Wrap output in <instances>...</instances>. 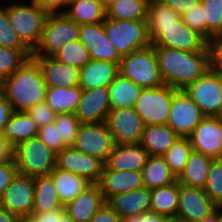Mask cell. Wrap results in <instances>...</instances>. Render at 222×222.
I'll return each mask as SVG.
<instances>
[{
  "mask_svg": "<svg viewBox=\"0 0 222 222\" xmlns=\"http://www.w3.org/2000/svg\"><path fill=\"white\" fill-rule=\"evenodd\" d=\"M153 46L168 47L182 51H200L207 40L187 26L182 19L170 27H159V33L151 40Z\"/></svg>",
  "mask_w": 222,
  "mask_h": 222,
  "instance_id": "obj_15",
  "label": "cell"
},
{
  "mask_svg": "<svg viewBox=\"0 0 222 222\" xmlns=\"http://www.w3.org/2000/svg\"><path fill=\"white\" fill-rule=\"evenodd\" d=\"M176 91L166 84L142 89L134 108L145 125H167Z\"/></svg>",
  "mask_w": 222,
  "mask_h": 222,
  "instance_id": "obj_8",
  "label": "cell"
},
{
  "mask_svg": "<svg viewBox=\"0 0 222 222\" xmlns=\"http://www.w3.org/2000/svg\"><path fill=\"white\" fill-rule=\"evenodd\" d=\"M149 0H118L105 9L106 18L115 20H147Z\"/></svg>",
  "mask_w": 222,
  "mask_h": 222,
  "instance_id": "obj_37",
  "label": "cell"
},
{
  "mask_svg": "<svg viewBox=\"0 0 222 222\" xmlns=\"http://www.w3.org/2000/svg\"><path fill=\"white\" fill-rule=\"evenodd\" d=\"M144 187L148 189L169 186L177 181L163 156H150L141 170Z\"/></svg>",
  "mask_w": 222,
  "mask_h": 222,
  "instance_id": "obj_34",
  "label": "cell"
},
{
  "mask_svg": "<svg viewBox=\"0 0 222 222\" xmlns=\"http://www.w3.org/2000/svg\"><path fill=\"white\" fill-rule=\"evenodd\" d=\"M149 154L140 143L116 144L105 166L117 171H141L147 163Z\"/></svg>",
  "mask_w": 222,
  "mask_h": 222,
  "instance_id": "obj_22",
  "label": "cell"
},
{
  "mask_svg": "<svg viewBox=\"0 0 222 222\" xmlns=\"http://www.w3.org/2000/svg\"><path fill=\"white\" fill-rule=\"evenodd\" d=\"M32 52L28 48L0 47V82L18 69Z\"/></svg>",
  "mask_w": 222,
  "mask_h": 222,
  "instance_id": "obj_39",
  "label": "cell"
},
{
  "mask_svg": "<svg viewBox=\"0 0 222 222\" xmlns=\"http://www.w3.org/2000/svg\"><path fill=\"white\" fill-rule=\"evenodd\" d=\"M164 5L173 9L180 16L192 6L196 5L200 0H159Z\"/></svg>",
  "mask_w": 222,
  "mask_h": 222,
  "instance_id": "obj_53",
  "label": "cell"
},
{
  "mask_svg": "<svg viewBox=\"0 0 222 222\" xmlns=\"http://www.w3.org/2000/svg\"><path fill=\"white\" fill-rule=\"evenodd\" d=\"M212 160L211 157L193 150L177 181L185 186L204 188Z\"/></svg>",
  "mask_w": 222,
  "mask_h": 222,
  "instance_id": "obj_33",
  "label": "cell"
},
{
  "mask_svg": "<svg viewBox=\"0 0 222 222\" xmlns=\"http://www.w3.org/2000/svg\"><path fill=\"white\" fill-rule=\"evenodd\" d=\"M118 74V64L104 60H90L80 69L79 86L83 90L108 87Z\"/></svg>",
  "mask_w": 222,
  "mask_h": 222,
  "instance_id": "obj_25",
  "label": "cell"
},
{
  "mask_svg": "<svg viewBox=\"0 0 222 222\" xmlns=\"http://www.w3.org/2000/svg\"><path fill=\"white\" fill-rule=\"evenodd\" d=\"M34 204L32 213H44L64 207L57 195L56 186L50 175L34 177Z\"/></svg>",
  "mask_w": 222,
  "mask_h": 222,
  "instance_id": "obj_28",
  "label": "cell"
},
{
  "mask_svg": "<svg viewBox=\"0 0 222 222\" xmlns=\"http://www.w3.org/2000/svg\"><path fill=\"white\" fill-rule=\"evenodd\" d=\"M39 128L27 111H13L4 126L2 136L15 147L20 142L38 135Z\"/></svg>",
  "mask_w": 222,
  "mask_h": 222,
  "instance_id": "obj_30",
  "label": "cell"
},
{
  "mask_svg": "<svg viewBox=\"0 0 222 222\" xmlns=\"http://www.w3.org/2000/svg\"><path fill=\"white\" fill-rule=\"evenodd\" d=\"M49 13L34 1L8 3V17L22 43L33 52L38 46Z\"/></svg>",
  "mask_w": 222,
  "mask_h": 222,
  "instance_id": "obj_3",
  "label": "cell"
},
{
  "mask_svg": "<svg viewBox=\"0 0 222 222\" xmlns=\"http://www.w3.org/2000/svg\"><path fill=\"white\" fill-rule=\"evenodd\" d=\"M203 189L216 205H222V159L212 160Z\"/></svg>",
  "mask_w": 222,
  "mask_h": 222,
  "instance_id": "obj_42",
  "label": "cell"
},
{
  "mask_svg": "<svg viewBox=\"0 0 222 222\" xmlns=\"http://www.w3.org/2000/svg\"><path fill=\"white\" fill-rule=\"evenodd\" d=\"M104 165L99 158L79 152L73 146L57 152L56 168L83 176L92 183L99 181Z\"/></svg>",
  "mask_w": 222,
  "mask_h": 222,
  "instance_id": "obj_17",
  "label": "cell"
},
{
  "mask_svg": "<svg viewBox=\"0 0 222 222\" xmlns=\"http://www.w3.org/2000/svg\"><path fill=\"white\" fill-rule=\"evenodd\" d=\"M18 217L0 207V222H17Z\"/></svg>",
  "mask_w": 222,
  "mask_h": 222,
  "instance_id": "obj_57",
  "label": "cell"
},
{
  "mask_svg": "<svg viewBox=\"0 0 222 222\" xmlns=\"http://www.w3.org/2000/svg\"><path fill=\"white\" fill-rule=\"evenodd\" d=\"M106 122L81 123L73 147L79 152L99 158L104 163L115 147Z\"/></svg>",
  "mask_w": 222,
  "mask_h": 222,
  "instance_id": "obj_10",
  "label": "cell"
},
{
  "mask_svg": "<svg viewBox=\"0 0 222 222\" xmlns=\"http://www.w3.org/2000/svg\"><path fill=\"white\" fill-rule=\"evenodd\" d=\"M181 20V16L159 0H149L147 11L148 35L152 40L159 27H170Z\"/></svg>",
  "mask_w": 222,
  "mask_h": 222,
  "instance_id": "obj_36",
  "label": "cell"
},
{
  "mask_svg": "<svg viewBox=\"0 0 222 222\" xmlns=\"http://www.w3.org/2000/svg\"><path fill=\"white\" fill-rule=\"evenodd\" d=\"M32 215L36 217L38 222H56V218H58V210L44 213H32Z\"/></svg>",
  "mask_w": 222,
  "mask_h": 222,
  "instance_id": "obj_56",
  "label": "cell"
},
{
  "mask_svg": "<svg viewBox=\"0 0 222 222\" xmlns=\"http://www.w3.org/2000/svg\"><path fill=\"white\" fill-rule=\"evenodd\" d=\"M57 153L46 146L38 136L20 142L14 147V162L18 174L28 177L49 175L56 167Z\"/></svg>",
  "mask_w": 222,
  "mask_h": 222,
  "instance_id": "obj_4",
  "label": "cell"
},
{
  "mask_svg": "<svg viewBox=\"0 0 222 222\" xmlns=\"http://www.w3.org/2000/svg\"><path fill=\"white\" fill-rule=\"evenodd\" d=\"M178 138L168 125H145L140 144L150 156H163Z\"/></svg>",
  "mask_w": 222,
  "mask_h": 222,
  "instance_id": "obj_27",
  "label": "cell"
},
{
  "mask_svg": "<svg viewBox=\"0 0 222 222\" xmlns=\"http://www.w3.org/2000/svg\"><path fill=\"white\" fill-rule=\"evenodd\" d=\"M46 91L47 86L39 65L32 57L0 82V92L13 111H28L45 102Z\"/></svg>",
  "mask_w": 222,
  "mask_h": 222,
  "instance_id": "obj_2",
  "label": "cell"
},
{
  "mask_svg": "<svg viewBox=\"0 0 222 222\" xmlns=\"http://www.w3.org/2000/svg\"><path fill=\"white\" fill-rule=\"evenodd\" d=\"M199 222H219L218 221V205L216 206L215 212H213L211 215L205 217L203 220Z\"/></svg>",
  "mask_w": 222,
  "mask_h": 222,
  "instance_id": "obj_59",
  "label": "cell"
},
{
  "mask_svg": "<svg viewBox=\"0 0 222 222\" xmlns=\"http://www.w3.org/2000/svg\"><path fill=\"white\" fill-rule=\"evenodd\" d=\"M37 136L46 146L54 150L56 153L67 147L63 143V139L60 138L59 125H56L55 122L41 127L38 130Z\"/></svg>",
  "mask_w": 222,
  "mask_h": 222,
  "instance_id": "obj_46",
  "label": "cell"
},
{
  "mask_svg": "<svg viewBox=\"0 0 222 222\" xmlns=\"http://www.w3.org/2000/svg\"><path fill=\"white\" fill-rule=\"evenodd\" d=\"M119 73L142 88H155L164 84L153 45L122 56Z\"/></svg>",
  "mask_w": 222,
  "mask_h": 222,
  "instance_id": "obj_5",
  "label": "cell"
},
{
  "mask_svg": "<svg viewBox=\"0 0 222 222\" xmlns=\"http://www.w3.org/2000/svg\"><path fill=\"white\" fill-rule=\"evenodd\" d=\"M206 20V40L210 41L222 28V0H200Z\"/></svg>",
  "mask_w": 222,
  "mask_h": 222,
  "instance_id": "obj_41",
  "label": "cell"
},
{
  "mask_svg": "<svg viewBox=\"0 0 222 222\" xmlns=\"http://www.w3.org/2000/svg\"><path fill=\"white\" fill-rule=\"evenodd\" d=\"M31 57L38 63L47 87H73L79 85V68L62 63L54 57Z\"/></svg>",
  "mask_w": 222,
  "mask_h": 222,
  "instance_id": "obj_21",
  "label": "cell"
},
{
  "mask_svg": "<svg viewBox=\"0 0 222 222\" xmlns=\"http://www.w3.org/2000/svg\"><path fill=\"white\" fill-rule=\"evenodd\" d=\"M155 55L164 84L183 90L209 69V51L206 46L200 51L154 46Z\"/></svg>",
  "mask_w": 222,
  "mask_h": 222,
  "instance_id": "obj_1",
  "label": "cell"
},
{
  "mask_svg": "<svg viewBox=\"0 0 222 222\" xmlns=\"http://www.w3.org/2000/svg\"><path fill=\"white\" fill-rule=\"evenodd\" d=\"M106 203L121 218L141 214L150 211V189L143 187L131 192L116 194L110 197Z\"/></svg>",
  "mask_w": 222,
  "mask_h": 222,
  "instance_id": "obj_24",
  "label": "cell"
},
{
  "mask_svg": "<svg viewBox=\"0 0 222 222\" xmlns=\"http://www.w3.org/2000/svg\"><path fill=\"white\" fill-rule=\"evenodd\" d=\"M90 222H121V217L105 203L93 216Z\"/></svg>",
  "mask_w": 222,
  "mask_h": 222,
  "instance_id": "obj_52",
  "label": "cell"
},
{
  "mask_svg": "<svg viewBox=\"0 0 222 222\" xmlns=\"http://www.w3.org/2000/svg\"><path fill=\"white\" fill-rule=\"evenodd\" d=\"M53 57L62 63L79 69L91 60L89 51L79 40L69 42Z\"/></svg>",
  "mask_w": 222,
  "mask_h": 222,
  "instance_id": "obj_40",
  "label": "cell"
},
{
  "mask_svg": "<svg viewBox=\"0 0 222 222\" xmlns=\"http://www.w3.org/2000/svg\"><path fill=\"white\" fill-rule=\"evenodd\" d=\"M204 117L203 112L184 90L174 93L167 125L179 137H188Z\"/></svg>",
  "mask_w": 222,
  "mask_h": 222,
  "instance_id": "obj_13",
  "label": "cell"
},
{
  "mask_svg": "<svg viewBox=\"0 0 222 222\" xmlns=\"http://www.w3.org/2000/svg\"><path fill=\"white\" fill-rule=\"evenodd\" d=\"M17 222H38L34 215H26L18 217Z\"/></svg>",
  "mask_w": 222,
  "mask_h": 222,
  "instance_id": "obj_60",
  "label": "cell"
},
{
  "mask_svg": "<svg viewBox=\"0 0 222 222\" xmlns=\"http://www.w3.org/2000/svg\"><path fill=\"white\" fill-rule=\"evenodd\" d=\"M56 186L58 198L63 206L78 197L92 182L87 178L59 168L49 174Z\"/></svg>",
  "mask_w": 222,
  "mask_h": 222,
  "instance_id": "obj_26",
  "label": "cell"
},
{
  "mask_svg": "<svg viewBox=\"0 0 222 222\" xmlns=\"http://www.w3.org/2000/svg\"><path fill=\"white\" fill-rule=\"evenodd\" d=\"M17 174L18 170L14 160L0 163V200L4 190L10 185Z\"/></svg>",
  "mask_w": 222,
  "mask_h": 222,
  "instance_id": "obj_49",
  "label": "cell"
},
{
  "mask_svg": "<svg viewBox=\"0 0 222 222\" xmlns=\"http://www.w3.org/2000/svg\"><path fill=\"white\" fill-rule=\"evenodd\" d=\"M83 89L73 87H47L45 102L56 114L75 113L81 100Z\"/></svg>",
  "mask_w": 222,
  "mask_h": 222,
  "instance_id": "obj_31",
  "label": "cell"
},
{
  "mask_svg": "<svg viewBox=\"0 0 222 222\" xmlns=\"http://www.w3.org/2000/svg\"><path fill=\"white\" fill-rule=\"evenodd\" d=\"M64 13L79 25L101 23L106 17L100 0H71Z\"/></svg>",
  "mask_w": 222,
  "mask_h": 222,
  "instance_id": "obj_32",
  "label": "cell"
},
{
  "mask_svg": "<svg viewBox=\"0 0 222 222\" xmlns=\"http://www.w3.org/2000/svg\"><path fill=\"white\" fill-rule=\"evenodd\" d=\"M106 203L97 183H92L78 197L64 206L74 222H90L97 211Z\"/></svg>",
  "mask_w": 222,
  "mask_h": 222,
  "instance_id": "obj_23",
  "label": "cell"
},
{
  "mask_svg": "<svg viewBox=\"0 0 222 222\" xmlns=\"http://www.w3.org/2000/svg\"><path fill=\"white\" fill-rule=\"evenodd\" d=\"M150 193V211L176 220L179 202V182L176 181L169 186L152 188Z\"/></svg>",
  "mask_w": 222,
  "mask_h": 222,
  "instance_id": "obj_35",
  "label": "cell"
},
{
  "mask_svg": "<svg viewBox=\"0 0 222 222\" xmlns=\"http://www.w3.org/2000/svg\"><path fill=\"white\" fill-rule=\"evenodd\" d=\"M27 112L39 129L44 125L54 122L56 117V113L46 102L37 104L36 106L30 108Z\"/></svg>",
  "mask_w": 222,
  "mask_h": 222,
  "instance_id": "obj_47",
  "label": "cell"
},
{
  "mask_svg": "<svg viewBox=\"0 0 222 222\" xmlns=\"http://www.w3.org/2000/svg\"><path fill=\"white\" fill-rule=\"evenodd\" d=\"M54 122L59 125L60 138L63 139V143L67 147L73 146L81 125L76 115L74 113L56 114Z\"/></svg>",
  "mask_w": 222,
  "mask_h": 222,
  "instance_id": "obj_44",
  "label": "cell"
},
{
  "mask_svg": "<svg viewBox=\"0 0 222 222\" xmlns=\"http://www.w3.org/2000/svg\"><path fill=\"white\" fill-rule=\"evenodd\" d=\"M14 160V146L4 136L0 135V163Z\"/></svg>",
  "mask_w": 222,
  "mask_h": 222,
  "instance_id": "obj_55",
  "label": "cell"
},
{
  "mask_svg": "<svg viewBox=\"0 0 222 222\" xmlns=\"http://www.w3.org/2000/svg\"><path fill=\"white\" fill-rule=\"evenodd\" d=\"M12 113L13 110L10 103L0 92V135H2L4 126L10 120Z\"/></svg>",
  "mask_w": 222,
  "mask_h": 222,
  "instance_id": "obj_54",
  "label": "cell"
},
{
  "mask_svg": "<svg viewBox=\"0 0 222 222\" xmlns=\"http://www.w3.org/2000/svg\"><path fill=\"white\" fill-rule=\"evenodd\" d=\"M209 69L222 77V42H207Z\"/></svg>",
  "mask_w": 222,
  "mask_h": 222,
  "instance_id": "obj_48",
  "label": "cell"
},
{
  "mask_svg": "<svg viewBox=\"0 0 222 222\" xmlns=\"http://www.w3.org/2000/svg\"><path fill=\"white\" fill-rule=\"evenodd\" d=\"M48 13H64L71 0H32Z\"/></svg>",
  "mask_w": 222,
  "mask_h": 222,
  "instance_id": "obj_51",
  "label": "cell"
},
{
  "mask_svg": "<svg viewBox=\"0 0 222 222\" xmlns=\"http://www.w3.org/2000/svg\"><path fill=\"white\" fill-rule=\"evenodd\" d=\"M205 116H222V77L208 69L183 89Z\"/></svg>",
  "mask_w": 222,
  "mask_h": 222,
  "instance_id": "obj_9",
  "label": "cell"
},
{
  "mask_svg": "<svg viewBox=\"0 0 222 222\" xmlns=\"http://www.w3.org/2000/svg\"><path fill=\"white\" fill-rule=\"evenodd\" d=\"M103 25L107 38L121 57L152 45L147 20H115L105 17Z\"/></svg>",
  "mask_w": 222,
  "mask_h": 222,
  "instance_id": "obj_7",
  "label": "cell"
},
{
  "mask_svg": "<svg viewBox=\"0 0 222 222\" xmlns=\"http://www.w3.org/2000/svg\"><path fill=\"white\" fill-rule=\"evenodd\" d=\"M34 191V178L17 174L4 190L0 207L17 217L32 215Z\"/></svg>",
  "mask_w": 222,
  "mask_h": 222,
  "instance_id": "obj_16",
  "label": "cell"
},
{
  "mask_svg": "<svg viewBox=\"0 0 222 222\" xmlns=\"http://www.w3.org/2000/svg\"><path fill=\"white\" fill-rule=\"evenodd\" d=\"M173 220L165 215L147 211L134 216L121 218V222H172Z\"/></svg>",
  "mask_w": 222,
  "mask_h": 222,
  "instance_id": "obj_50",
  "label": "cell"
},
{
  "mask_svg": "<svg viewBox=\"0 0 222 222\" xmlns=\"http://www.w3.org/2000/svg\"><path fill=\"white\" fill-rule=\"evenodd\" d=\"M218 221L222 222V205H218Z\"/></svg>",
  "mask_w": 222,
  "mask_h": 222,
  "instance_id": "obj_63",
  "label": "cell"
},
{
  "mask_svg": "<svg viewBox=\"0 0 222 222\" xmlns=\"http://www.w3.org/2000/svg\"><path fill=\"white\" fill-rule=\"evenodd\" d=\"M80 26L65 13H49L32 56L53 57L69 42L79 40Z\"/></svg>",
  "mask_w": 222,
  "mask_h": 222,
  "instance_id": "obj_6",
  "label": "cell"
},
{
  "mask_svg": "<svg viewBox=\"0 0 222 222\" xmlns=\"http://www.w3.org/2000/svg\"><path fill=\"white\" fill-rule=\"evenodd\" d=\"M193 151L188 137H179L163 155L167 165L176 178L186 167L187 160Z\"/></svg>",
  "mask_w": 222,
  "mask_h": 222,
  "instance_id": "obj_38",
  "label": "cell"
},
{
  "mask_svg": "<svg viewBox=\"0 0 222 222\" xmlns=\"http://www.w3.org/2000/svg\"><path fill=\"white\" fill-rule=\"evenodd\" d=\"M102 2L103 7L106 9L111 4L117 2L118 0H100Z\"/></svg>",
  "mask_w": 222,
  "mask_h": 222,
  "instance_id": "obj_62",
  "label": "cell"
},
{
  "mask_svg": "<svg viewBox=\"0 0 222 222\" xmlns=\"http://www.w3.org/2000/svg\"><path fill=\"white\" fill-rule=\"evenodd\" d=\"M0 3V47L27 48L12 27L8 17V4Z\"/></svg>",
  "mask_w": 222,
  "mask_h": 222,
  "instance_id": "obj_43",
  "label": "cell"
},
{
  "mask_svg": "<svg viewBox=\"0 0 222 222\" xmlns=\"http://www.w3.org/2000/svg\"><path fill=\"white\" fill-rule=\"evenodd\" d=\"M207 42H222V28L213 39Z\"/></svg>",
  "mask_w": 222,
  "mask_h": 222,
  "instance_id": "obj_61",
  "label": "cell"
},
{
  "mask_svg": "<svg viewBox=\"0 0 222 222\" xmlns=\"http://www.w3.org/2000/svg\"><path fill=\"white\" fill-rule=\"evenodd\" d=\"M182 21L192 30L198 32L206 39V20L204 19V9L200 1L185 11L181 15Z\"/></svg>",
  "mask_w": 222,
  "mask_h": 222,
  "instance_id": "obj_45",
  "label": "cell"
},
{
  "mask_svg": "<svg viewBox=\"0 0 222 222\" xmlns=\"http://www.w3.org/2000/svg\"><path fill=\"white\" fill-rule=\"evenodd\" d=\"M110 110L109 88L97 87L82 91L74 114L81 123H102Z\"/></svg>",
  "mask_w": 222,
  "mask_h": 222,
  "instance_id": "obj_19",
  "label": "cell"
},
{
  "mask_svg": "<svg viewBox=\"0 0 222 222\" xmlns=\"http://www.w3.org/2000/svg\"><path fill=\"white\" fill-rule=\"evenodd\" d=\"M79 41L89 51L91 60H104L120 64L122 57L107 38L103 22L81 25Z\"/></svg>",
  "mask_w": 222,
  "mask_h": 222,
  "instance_id": "obj_18",
  "label": "cell"
},
{
  "mask_svg": "<svg viewBox=\"0 0 222 222\" xmlns=\"http://www.w3.org/2000/svg\"><path fill=\"white\" fill-rule=\"evenodd\" d=\"M56 222H74L71 217L66 213L64 207L58 209V218H56Z\"/></svg>",
  "mask_w": 222,
  "mask_h": 222,
  "instance_id": "obj_58",
  "label": "cell"
},
{
  "mask_svg": "<svg viewBox=\"0 0 222 222\" xmlns=\"http://www.w3.org/2000/svg\"><path fill=\"white\" fill-rule=\"evenodd\" d=\"M105 201L120 193L131 192L144 187L141 171H117L104 165L101 177L97 182Z\"/></svg>",
  "mask_w": 222,
  "mask_h": 222,
  "instance_id": "obj_20",
  "label": "cell"
},
{
  "mask_svg": "<svg viewBox=\"0 0 222 222\" xmlns=\"http://www.w3.org/2000/svg\"><path fill=\"white\" fill-rule=\"evenodd\" d=\"M110 109L134 107L142 87L135 82L123 77L120 73L108 86Z\"/></svg>",
  "mask_w": 222,
  "mask_h": 222,
  "instance_id": "obj_29",
  "label": "cell"
},
{
  "mask_svg": "<svg viewBox=\"0 0 222 222\" xmlns=\"http://www.w3.org/2000/svg\"><path fill=\"white\" fill-rule=\"evenodd\" d=\"M216 206L203 188L185 186L179 183L176 220L199 222L215 212Z\"/></svg>",
  "mask_w": 222,
  "mask_h": 222,
  "instance_id": "obj_12",
  "label": "cell"
},
{
  "mask_svg": "<svg viewBox=\"0 0 222 222\" xmlns=\"http://www.w3.org/2000/svg\"><path fill=\"white\" fill-rule=\"evenodd\" d=\"M105 122L115 144L141 142L145 124L134 107L111 109Z\"/></svg>",
  "mask_w": 222,
  "mask_h": 222,
  "instance_id": "obj_11",
  "label": "cell"
},
{
  "mask_svg": "<svg viewBox=\"0 0 222 222\" xmlns=\"http://www.w3.org/2000/svg\"><path fill=\"white\" fill-rule=\"evenodd\" d=\"M193 150L222 159V118L205 116L188 136Z\"/></svg>",
  "mask_w": 222,
  "mask_h": 222,
  "instance_id": "obj_14",
  "label": "cell"
}]
</instances>
